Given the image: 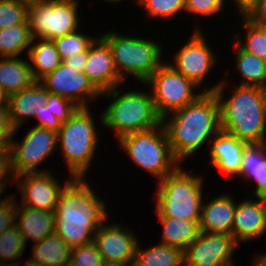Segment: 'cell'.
<instances>
[{
	"label": "cell",
	"mask_w": 266,
	"mask_h": 266,
	"mask_svg": "<svg viewBox=\"0 0 266 266\" xmlns=\"http://www.w3.org/2000/svg\"><path fill=\"white\" fill-rule=\"evenodd\" d=\"M17 203L15 225L19 229L22 239L26 245L28 239L37 243L55 233L54 212L33 209Z\"/></svg>",
	"instance_id": "7402d4cb"
},
{
	"label": "cell",
	"mask_w": 266,
	"mask_h": 266,
	"mask_svg": "<svg viewBox=\"0 0 266 266\" xmlns=\"http://www.w3.org/2000/svg\"><path fill=\"white\" fill-rule=\"evenodd\" d=\"M39 121L35 126L45 127L46 129L58 132L62 122L49 109V104L43 105V109L35 116Z\"/></svg>",
	"instance_id": "60d3db41"
},
{
	"label": "cell",
	"mask_w": 266,
	"mask_h": 266,
	"mask_svg": "<svg viewBox=\"0 0 266 266\" xmlns=\"http://www.w3.org/2000/svg\"><path fill=\"white\" fill-rule=\"evenodd\" d=\"M17 131H13L12 139L8 146L10 171L12 177L25 173L47 172L37 169L39 165L55 152L58 148L57 132L45 127L32 126L19 143L13 140Z\"/></svg>",
	"instance_id": "8fae6325"
},
{
	"label": "cell",
	"mask_w": 266,
	"mask_h": 266,
	"mask_svg": "<svg viewBox=\"0 0 266 266\" xmlns=\"http://www.w3.org/2000/svg\"><path fill=\"white\" fill-rule=\"evenodd\" d=\"M13 128L9 122L7 110H0V149H8L12 139Z\"/></svg>",
	"instance_id": "b9f144b4"
},
{
	"label": "cell",
	"mask_w": 266,
	"mask_h": 266,
	"mask_svg": "<svg viewBox=\"0 0 266 266\" xmlns=\"http://www.w3.org/2000/svg\"><path fill=\"white\" fill-rule=\"evenodd\" d=\"M119 1H121V0H105V2H108V3H114V2H119Z\"/></svg>",
	"instance_id": "db71d44e"
},
{
	"label": "cell",
	"mask_w": 266,
	"mask_h": 266,
	"mask_svg": "<svg viewBox=\"0 0 266 266\" xmlns=\"http://www.w3.org/2000/svg\"><path fill=\"white\" fill-rule=\"evenodd\" d=\"M29 21L0 29V58L18 57L32 42Z\"/></svg>",
	"instance_id": "f546056e"
},
{
	"label": "cell",
	"mask_w": 266,
	"mask_h": 266,
	"mask_svg": "<svg viewBox=\"0 0 266 266\" xmlns=\"http://www.w3.org/2000/svg\"><path fill=\"white\" fill-rule=\"evenodd\" d=\"M88 183L84 178H73L54 210L55 233L71 249L92 242L97 229L107 220L105 201Z\"/></svg>",
	"instance_id": "6da1fadb"
},
{
	"label": "cell",
	"mask_w": 266,
	"mask_h": 266,
	"mask_svg": "<svg viewBox=\"0 0 266 266\" xmlns=\"http://www.w3.org/2000/svg\"><path fill=\"white\" fill-rule=\"evenodd\" d=\"M32 255L26 261L31 266H67L70 264L71 248L56 233L33 244Z\"/></svg>",
	"instance_id": "cb8c5ba5"
},
{
	"label": "cell",
	"mask_w": 266,
	"mask_h": 266,
	"mask_svg": "<svg viewBox=\"0 0 266 266\" xmlns=\"http://www.w3.org/2000/svg\"><path fill=\"white\" fill-rule=\"evenodd\" d=\"M90 107H79L62 123L57 132V146L62 149L70 177L85 178L96 154L98 131Z\"/></svg>",
	"instance_id": "8992f818"
},
{
	"label": "cell",
	"mask_w": 266,
	"mask_h": 266,
	"mask_svg": "<svg viewBox=\"0 0 266 266\" xmlns=\"http://www.w3.org/2000/svg\"><path fill=\"white\" fill-rule=\"evenodd\" d=\"M35 40L32 39L27 55L32 75L36 81H39L46 74L53 72L62 63V59L53 40L38 38L37 44L34 43Z\"/></svg>",
	"instance_id": "4316f807"
},
{
	"label": "cell",
	"mask_w": 266,
	"mask_h": 266,
	"mask_svg": "<svg viewBox=\"0 0 266 266\" xmlns=\"http://www.w3.org/2000/svg\"><path fill=\"white\" fill-rule=\"evenodd\" d=\"M28 5L19 0H0V29L26 22Z\"/></svg>",
	"instance_id": "836d02e7"
},
{
	"label": "cell",
	"mask_w": 266,
	"mask_h": 266,
	"mask_svg": "<svg viewBox=\"0 0 266 266\" xmlns=\"http://www.w3.org/2000/svg\"><path fill=\"white\" fill-rule=\"evenodd\" d=\"M117 88L102 93L105 98L111 97L113 102L99 119L104 127L115 131L118 140L125 135L161 125L162 117L156 110L151 92L131 90L123 93Z\"/></svg>",
	"instance_id": "277c9868"
},
{
	"label": "cell",
	"mask_w": 266,
	"mask_h": 266,
	"mask_svg": "<svg viewBox=\"0 0 266 266\" xmlns=\"http://www.w3.org/2000/svg\"><path fill=\"white\" fill-rule=\"evenodd\" d=\"M88 56V48L85 51L77 52L75 55L64 59L62 62L70 67H73L75 70L84 72Z\"/></svg>",
	"instance_id": "ee69618b"
},
{
	"label": "cell",
	"mask_w": 266,
	"mask_h": 266,
	"mask_svg": "<svg viewBox=\"0 0 266 266\" xmlns=\"http://www.w3.org/2000/svg\"><path fill=\"white\" fill-rule=\"evenodd\" d=\"M225 0H185V12L200 16H214L222 12Z\"/></svg>",
	"instance_id": "8d00e7d4"
},
{
	"label": "cell",
	"mask_w": 266,
	"mask_h": 266,
	"mask_svg": "<svg viewBox=\"0 0 266 266\" xmlns=\"http://www.w3.org/2000/svg\"><path fill=\"white\" fill-rule=\"evenodd\" d=\"M50 171L25 173L13 177V183L21 191L20 204L33 209L54 212L58 199L66 185L73 179L71 177L63 185L57 181ZM62 185V186H61Z\"/></svg>",
	"instance_id": "9a60e30c"
},
{
	"label": "cell",
	"mask_w": 266,
	"mask_h": 266,
	"mask_svg": "<svg viewBox=\"0 0 266 266\" xmlns=\"http://www.w3.org/2000/svg\"><path fill=\"white\" fill-rule=\"evenodd\" d=\"M254 24L259 25L266 32V23H254Z\"/></svg>",
	"instance_id": "816d5d0a"
},
{
	"label": "cell",
	"mask_w": 266,
	"mask_h": 266,
	"mask_svg": "<svg viewBox=\"0 0 266 266\" xmlns=\"http://www.w3.org/2000/svg\"><path fill=\"white\" fill-rule=\"evenodd\" d=\"M47 101L48 91L39 81H35L31 86L11 94L7 111L13 131L20 129L26 119L28 121V118L37 116Z\"/></svg>",
	"instance_id": "d6986e66"
},
{
	"label": "cell",
	"mask_w": 266,
	"mask_h": 266,
	"mask_svg": "<svg viewBox=\"0 0 266 266\" xmlns=\"http://www.w3.org/2000/svg\"><path fill=\"white\" fill-rule=\"evenodd\" d=\"M103 266H134V262H104Z\"/></svg>",
	"instance_id": "c3c4849f"
},
{
	"label": "cell",
	"mask_w": 266,
	"mask_h": 266,
	"mask_svg": "<svg viewBox=\"0 0 266 266\" xmlns=\"http://www.w3.org/2000/svg\"><path fill=\"white\" fill-rule=\"evenodd\" d=\"M264 113H265V120H266V88H264Z\"/></svg>",
	"instance_id": "f907efd6"
},
{
	"label": "cell",
	"mask_w": 266,
	"mask_h": 266,
	"mask_svg": "<svg viewBox=\"0 0 266 266\" xmlns=\"http://www.w3.org/2000/svg\"><path fill=\"white\" fill-rule=\"evenodd\" d=\"M14 196L0 198V235L8 228L15 226L17 201Z\"/></svg>",
	"instance_id": "f35d334b"
},
{
	"label": "cell",
	"mask_w": 266,
	"mask_h": 266,
	"mask_svg": "<svg viewBox=\"0 0 266 266\" xmlns=\"http://www.w3.org/2000/svg\"><path fill=\"white\" fill-rule=\"evenodd\" d=\"M118 141L136 166L159 181L181 164L171 151L162 124L146 131L125 135Z\"/></svg>",
	"instance_id": "ba28073f"
},
{
	"label": "cell",
	"mask_w": 266,
	"mask_h": 266,
	"mask_svg": "<svg viewBox=\"0 0 266 266\" xmlns=\"http://www.w3.org/2000/svg\"><path fill=\"white\" fill-rule=\"evenodd\" d=\"M12 183L13 177L10 171L9 151L0 149V196L6 190V185Z\"/></svg>",
	"instance_id": "ab89813d"
},
{
	"label": "cell",
	"mask_w": 266,
	"mask_h": 266,
	"mask_svg": "<svg viewBox=\"0 0 266 266\" xmlns=\"http://www.w3.org/2000/svg\"><path fill=\"white\" fill-rule=\"evenodd\" d=\"M134 266H183V251L161 243L141 249L138 242Z\"/></svg>",
	"instance_id": "f1b7e54d"
},
{
	"label": "cell",
	"mask_w": 266,
	"mask_h": 266,
	"mask_svg": "<svg viewBox=\"0 0 266 266\" xmlns=\"http://www.w3.org/2000/svg\"><path fill=\"white\" fill-rule=\"evenodd\" d=\"M104 261L94 242L71 249V266H103Z\"/></svg>",
	"instance_id": "d590c367"
},
{
	"label": "cell",
	"mask_w": 266,
	"mask_h": 266,
	"mask_svg": "<svg viewBox=\"0 0 266 266\" xmlns=\"http://www.w3.org/2000/svg\"><path fill=\"white\" fill-rule=\"evenodd\" d=\"M106 221L97 229L93 242L104 262H134L137 236L134 232Z\"/></svg>",
	"instance_id": "2e32d148"
},
{
	"label": "cell",
	"mask_w": 266,
	"mask_h": 266,
	"mask_svg": "<svg viewBox=\"0 0 266 266\" xmlns=\"http://www.w3.org/2000/svg\"><path fill=\"white\" fill-rule=\"evenodd\" d=\"M246 144L247 142L220 130L210 141L209 155L211 165L226 175L239 177Z\"/></svg>",
	"instance_id": "ffe728a7"
},
{
	"label": "cell",
	"mask_w": 266,
	"mask_h": 266,
	"mask_svg": "<svg viewBox=\"0 0 266 266\" xmlns=\"http://www.w3.org/2000/svg\"><path fill=\"white\" fill-rule=\"evenodd\" d=\"M258 0H235L236 8L241 16H246L249 11L257 4Z\"/></svg>",
	"instance_id": "f6af8a7d"
},
{
	"label": "cell",
	"mask_w": 266,
	"mask_h": 266,
	"mask_svg": "<svg viewBox=\"0 0 266 266\" xmlns=\"http://www.w3.org/2000/svg\"><path fill=\"white\" fill-rule=\"evenodd\" d=\"M233 44L234 49L236 48L235 67L241 77L238 85L266 88V61L244 51L236 42Z\"/></svg>",
	"instance_id": "83f0119b"
},
{
	"label": "cell",
	"mask_w": 266,
	"mask_h": 266,
	"mask_svg": "<svg viewBox=\"0 0 266 266\" xmlns=\"http://www.w3.org/2000/svg\"><path fill=\"white\" fill-rule=\"evenodd\" d=\"M97 37H91L75 31L70 34L55 38L53 43L62 61L75 55L77 52L85 51Z\"/></svg>",
	"instance_id": "d6a6232c"
},
{
	"label": "cell",
	"mask_w": 266,
	"mask_h": 266,
	"mask_svg": "<svg viewBox=\"0 0 266 266\" xmlns=\"http://www.w3.org/2000/svg\"><path fill=\"white\" fill-rule=\"evenodd\" d=\"M163 226L161 244L184 249L200 234L199 220L158 217Z\"/></svg>",
	"instance_id": "484cf974"
},
{
	"label": "cell",
	"mask_w": 266,
	"mask_h": 266,
	"mask_svg": "<svg viewBox=\"0 0 266 266\" xmlns=\"http://www.w3.org/2000/svg\"><path fill=\"white\" fill-rule=\"evenodd\" d=\"M201 27H197L190 40L173 55L170 65L184 77L192 80L198 87L211 73L216 64V53L210 48Z\"/></svg>",
	"instance_id": "5bb4252c"
},
{
	"label": "cell",
	"mask_w": 266,
	"mask_h": 266,
	"mask_svg": "<svg viewBox=\"0 0 266 266\" xmlns=\"http://www.w3.org/2000/svg\"><path fill=\"white\" fill-rule=\"evenodd\" d=\"M224 82L221 80L204 90L214 92L218 99L221 130L247 143L266 142L264 88L237 85L225 100Z\"/></svg>",
	"instance_id": "3957f363"
},
{
	"label": "cell",
	"mask_w": 266,
	"mask_h": 266,
	"mask_svg": "<svg viewBox=\"0 0 266 266\" xmlns=\"http://www.w3.org/2000/svg\"><path fill=\"white\" fill-rule=\"evenodd\" d=\"M0 266H24L23 264H19L17 261L10 263H0Z\"/></svg>",
	"instance_id": "681fc988"
},
{
	"label": "cell",
	"mask_w": 266,
	"mask_h": 266,
	"mask_svg": "<svg viewBox=\"0 0 266 266\" xmlns=\"http://www.w3.org/2000/svg\"><path fill=\"white\" fill-rule=\"evenodd\" d=\"M239 178L248 182L254 181L256 184L253 190L254 197L266 198V142L246 144Z\"/></svg>",
	"instance_id": "603a6c76"
},
{
	"label": "cell",
	"mask_w": 266,
	"mask_h": 266,
	"mask_svg": "<svg viewBox=\"0 0 266 266\" xmlns=\"http://www.w3.org/2000/svg\"><path fill=\"white\" fill-rule=\"evenodd\" d=\"M161 124L174 157L180 162L194 155L221 130L220 108L214 92L162 117Z\"/></svg>",
	"instance_id": "7a4b0ae2"
},
{
	"label": "cell",
	"mask_w": 266,
	"mask_h": 266,
	"mask_svg": "<svg viewBox=\"0 0 266 266\" xmlns=\"http://www.w3.org/2000/svg\"><path fill=\"white\" fill-rule=\"evenodd\" d=\"M19 1H23L27 4H30V3H34V2L39 1V0H19Z\"/></svg>",
	"instance_id": "f5cc1de1"
},
{
	"label": "cell",
	"mask_w": 266,
	"mask_h": 266,
	"mask_svg": "<svg viewBox=\"0 0 266 266\" xmlns=\"http://www.w3.org/2000/svg\"><path fill=\"white\" fill-rule=\"evenodd\" d=\"M256 198L236 202L232 235L238 244L261 238L266 232V198Z\"/></svg>",
	"instance_id": "ac0fdd59"
},
{
	"label": "cell",
	"mask_w": 266,
	"mask_h": 266,
	"mask_svg": "<svg viewBox=\"0 0 266 266\" xmlns=\"http://www.w3.org/2000/svg\"><path fill=\"white\" fill-rule=\"evenodd\" d=\"M231 194H220L210 199V202H202L199 219L201 232L226 233L232 235V225L236 203Z\"/></svg>",
	"instance_id": "44dd1931"
},
{
	"label": "cell",
	"mask_w": 266,
	"mask_h": 266,
	"mask_svg": "<svg viewBox=\"0 0 266 266\" xmlns=\"http://www.w3.org/2000/svg\"><path fill=\"white\" fill-rule=\"evenodd\" d=\"M243 21L242 27L247 31L245 34V42L241 39L240 34L235 37V41L244 51L252 53L258 58L266 61V32L259 26L252 23L245 16H240ZM241 40V41H240ZM242 42V43H240Z\"/></svg>",
	"instance_id": "4dcf8cb0"
},
{
	"label": "cell",
	"mask_w": 266,
	"mask_h": 266,
	"mask_svg": "<svg viewBox=\"0 0 266 266\" xmlns=\"http://www.w3.org/2000/svg\"><path fill=\"white\" fill-rule=\"evenodd\" d=\"M29 64V60L26 61L21 57L0 58V88L9 96L36 81Z\"/></svg>",
	"instance_id": "d4e9b609"
},
{
	"label": "cell",
	"mask_w": 266,
	"mask_h": 266,
	"mask_svg": "<svg viewBox=\"0 0 266 266\" xmlns=\"http://www.w3.org/2000/svg\"><path fill=\"white\" fill-rule=\"evenodd\" d=\"M179 166L157 185L155 214L186 220H199L203 199V177Z\"/></svg>",
	"instance_id": "5b68a950"
},
{
	"label": "cell",
	"mask_w": 266,
	"mask_h": 266,
	"mask_svg": "<svg viewBox=\"0 0 266 266\" xmlns=\"http://www.w3.org/2000/svg\"><path fill=\"white\" fill-rule=\"evenodd\" d=\"M78 0H39L28 5L32 38L54 40L79 28Z\"/></svg>",
	"instance_id": "9c48e42d"
},
{
	"label": "cell",
	"mask_w": 266,
	"mask_h": 266,
	"mask_svg": "<svg viewBox=\"0 0 266 266\" xmlns=\"http://www.w3.org/2000/svg\"><path fill=\"white\" fill-rule=\"evenodd\" d=\"M238 246L233 235L200 232L183 251V266H234V250Z\"/></svg>",
	"instance_id": "7c38bea8"
},
{
	"label": "cell",
	"mask_w": 266,
	"mask_h": 266,
	"mask_svg": "<svg viewBox=\"0 0 266 266\" xmlns=\"http://www.w3.org/2000/svg\"><path fill=\"white\" fill-rule=\"evenodd\" d=\"M252 266H266V253L255 255Z\"/></svg>",
	"instance_id": "7dc6e473"
},
{
	"label": "cell",
	"mask_w": 266,
	"mask_h": 266,
	"mask_svg": "<svg viewBox=\"0 0 266 266\" xmlns=\"http://www.w3.org/2000/svg\"><path fill=\"white\" fill-rule=\"evenodd\" d=\"M245 17L252 23H266V0H258Z\"/></svg>",
	"instance_id": "7bdbcfd3"
},
{
	"label": "cell",
	"mask_w": 266,
	"mask_h": 266,
	"mask_svg": "<svg viewBox=\"0 0 266 266\" xmlns=\"http://www.w3.org/2000/svg\"><path fill=\"white\" fill-rule=\"evenodd\" d=\"M9 95L0 88V110L8 109Z\"/></svg>",
	"instance_id": "bcb514c9"
},
{
	"label": "cell",
	"mask_w": 266,
	"mask_h": 266,
	"mask_svg": "<svg viewBox=\"0 0 266 266\" xmlns=\"http://www.w3.org/2000/svg\"><path fill=\"white\" fill-rule=\"evenodd\" d=\"M144 84L150 88L156 110L161 117L191 104L204 92L196 93L199 87L167 62H163Z\"/></svg>",
	"instance_id": "30bf717a"
},
{
	"label": "cell",
	"mask_w": 266,
	"mask_h": 266,
	"mask_svg": "<svg viewBox=\"0 0 266 266\" xmlns=\"http://www.w3.org/2000/svg\"><path fill=\"white\" fill-rule=\"evenodd\" d=\"M137 3L146 10L150 18L166 20L179 12L185 13V0H138Z\"/></svg>",
	"instance_id": "e575fe53"
},
{
	"label": "cell",
	"mask_w": 266,
	"mask_h": 266,
	"mask_svg": "<svg viewBox=\"0 0 266 266\" xmlns=\"http://www.w3.org/2000/svg\"><path fill=\"white\" fill-rule=\"evenodd\" d=\"M110 47L119 77L123 80L133 76L144 84L153 72L164 62L163 46L150 39L118 32H104L99 35Z\"/></svg>",
	"instance_id": "52a82bcc"
},
{
	"label": "cell",
	"mask_w": 266,
	"mask_h": 266,
	"mask_svg": "<svg viewBox=\"0 0 266 266\" xmlns=\"http://www.w3.org/2000/svg\"><path fill=\"white\" fill-rule=\"evenodd\" d=\"M26 245L19 229L12 226L0 235V263H10L23 256Z\"/></svg>",
	"instance_id": "1f68e13d"
},
{
	"label": "cell",
	"mask_w": 266,
	"mask_h": 266,
	"mask_svg": "<svg viewBox=\"0 0 266 266\" xmlns=\"http://www.w3.org/2000/svg\"><path fill=\"white\" fill-rule=\"evenodd\" d=\"M39 82L50 94L70 99L78 107H89L88 101L92 102L102 96V93L83 72L63 62Z\"/></svg>",
	"instance_id": "4fadbf2b"
},
{
	"label": "cell",
	"mask_w": 266,
	"mask_h": 266,
	"mask_svg": "<svg viewBox=\"0 0 266 266\" xmlns=\"http://www.w3.org/2000/svg\"><path fill=\"white\" fill-rule=\"evenodd\" d=\"M83 73L101 93L123 83L117 73L110 47L100 36L88 47Z\"/></svg>",
	"instance_id": "e0dca14e"
},
{
	"label": "cell",
	"mask_w": 266,
	"mask_h": 266,
	"mask_svg": "<svg viewBox=\"0 0 266 266\" xmlns=\"http://www.w3.org/2000/svg\"><path fill=\"white\" fill-rule=\"evenodd\" d=\"M49 109L62 123L66 122L72 114L79 108L70 99L48 92Z\"/></svg>",
	"instance_id": "74e56055"
}]
</instances>
